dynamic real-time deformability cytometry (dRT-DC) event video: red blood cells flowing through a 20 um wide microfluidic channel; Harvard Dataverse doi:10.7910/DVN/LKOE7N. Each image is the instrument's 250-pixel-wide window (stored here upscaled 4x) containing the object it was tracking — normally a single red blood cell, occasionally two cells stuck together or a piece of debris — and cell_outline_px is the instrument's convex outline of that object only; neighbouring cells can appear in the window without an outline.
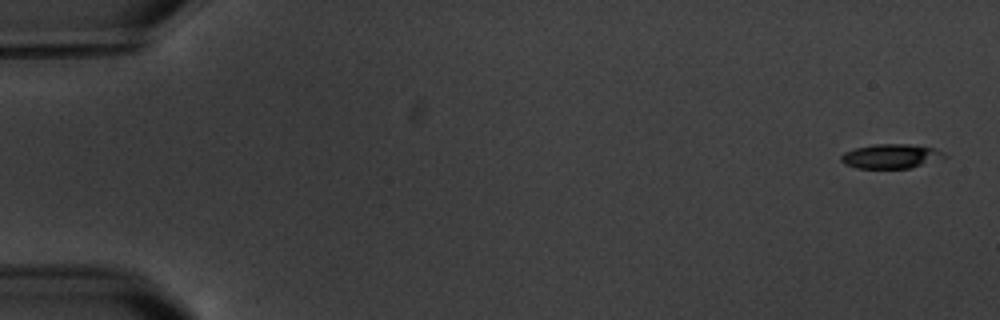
{"species": "common noctule bat (a hibernating species)", "species_latin": "Nyctalus noctula", "temperature_condition": "warm", "stored_images_in_passage": 12, "camera_frame_rate_fps": 3000, "um_per_image_px": 0.085, "animal": {"sex": "male", "body_mass_g": 20.1, "forearm_length_mm": 53.5}, "frame": {"image": 1, "passage_image": 1, "time_ms": 0.0, "image_size_px": [1000, 320], "cell_outline_px": [[948, 156], [912, 168], [856, 168], [844, 164], [840, 160], [840, 156], [844, 152], [856, 148], [872, 144], [908, 144], [936, 148], [944, 152]], "centroid_in_image_um": [75.72, 13.28], "position_along_channel_um": 9.3, "area_um2": 14.74}}
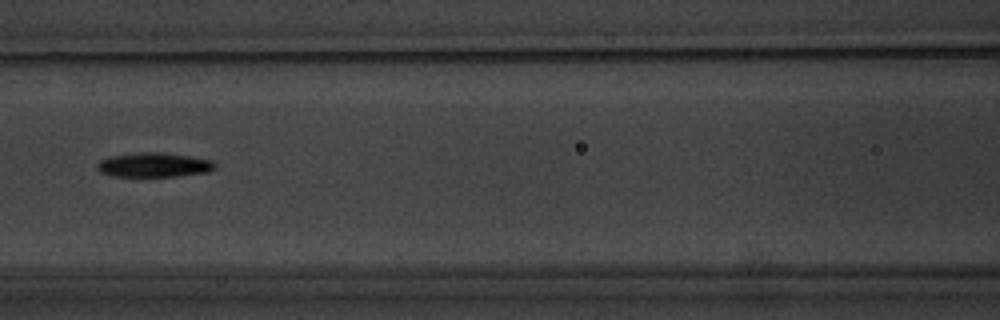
{"frame": {"image": 2, "passage_image": 8, "time_ms": 8.333, "image_size_px": [1000, 320], "cell_outline_px": [[216, 168], [208, 172], [176, 176], [112, 176], [100, 172], [96, 168], [96, 164], [100, 160], [108, 156], [140, 152], [156, 152], [188, 156], [212, 160], [216, 164]], "centroid_in_image_um": [13.05, 14.02], "position_along_channel_um": 153.5, "area_um2": 16.76}}
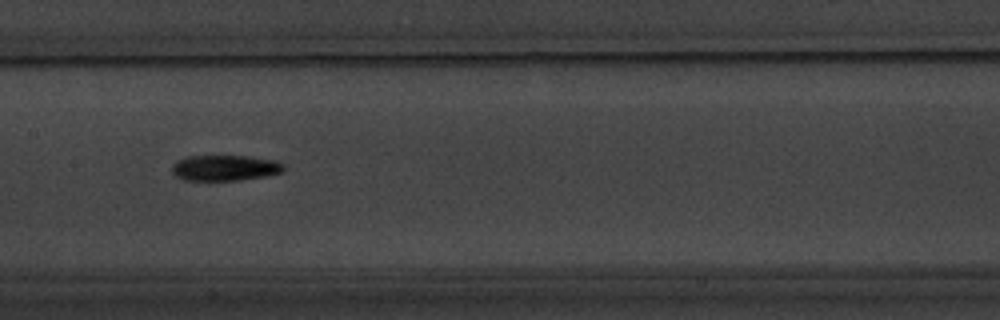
{"frame": {"image": 3, "passage_image": 9, "time_ms": 9.333, "image_size_px": [1000, 320], "cell_outline_px": [[284, 168], [280, 172], [264, 176], [240, 180], [184, 180], [176, 176], [172, 172], [172, 164], [176, 160], [188, 156], [248, 156], [272, 160], [284, 164]], "centroid_in_image_um": [19.06, 14.26], "position_along_channel_um": 188.3, "area_um2": 16.59}}